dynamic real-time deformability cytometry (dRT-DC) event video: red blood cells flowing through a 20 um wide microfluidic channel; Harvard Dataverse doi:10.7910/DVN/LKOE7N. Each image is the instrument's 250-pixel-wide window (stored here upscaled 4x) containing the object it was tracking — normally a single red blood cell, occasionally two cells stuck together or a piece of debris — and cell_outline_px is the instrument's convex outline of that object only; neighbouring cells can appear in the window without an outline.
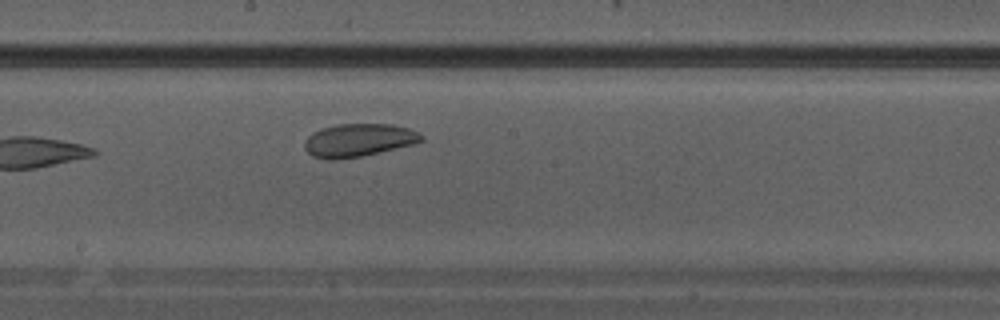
{"species": "Egyptian fruit bat (a non-hibernating species)", "species_latin": "Rousettus aegyptiacus", "temperature_condition": "warm", "stored_images_in_passage": 10, "camera_frame_rate_fps": 3000, "um_per_image_px": 0.085, "animal": {"sex": "male"}, "frame": {"image": 1, "passage_image": 10, "time_ms": 3.0, "image_size_px": [1000, 320], "cell_outline_px": [[424, 140], [416, 144], [380, 152], [360, 156], [332, 160], [328, 160], [312, 156], [304, 148], [304, 140], [312, 132], [320, 128], [336, 124], [392, 124], [408, 128], [424, 136]], "centroid_in_image_um": [30.46, 11.91], "position_along_channel_um": 217.7, "area_um2": 22.66}}